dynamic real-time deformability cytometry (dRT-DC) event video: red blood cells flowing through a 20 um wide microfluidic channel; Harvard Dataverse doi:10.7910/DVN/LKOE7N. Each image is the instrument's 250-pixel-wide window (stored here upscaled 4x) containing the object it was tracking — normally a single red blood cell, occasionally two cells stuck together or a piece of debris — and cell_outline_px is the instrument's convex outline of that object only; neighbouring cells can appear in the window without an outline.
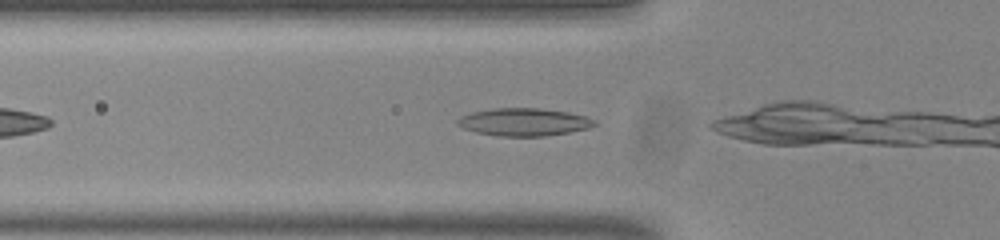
{"species": "common noctule bat (a hibernating species)", "species_latin": "Nyctalus noctula", "temperature_condition": "room temperature", "stored_images_in_passage": 11, "camera_frame_rate_fps": 3000, "um_per_image_px": 0.085, "animal": {"sex": "male", "body_mass_g": 20.0, "forearm_length_mm": 53.3}, "frame": {"image": 1, "passage_image": 7, "time_ms": 2.0, "image_size_px": [1000, 240], "cell_outline_px": [[600, 124], [588, 128], [568, 132], [544, 136], [496, 136], [476, 132], [464, 128], [456, 124], [456, 120], [472, 112], [492, 108], [536, 108], [568, 112], [584, 116], [596, 120]], "centroid_in_image_um": [44.55, 10.37], "position_along_channel_um": 81.2, "area_um2": 22.02}}